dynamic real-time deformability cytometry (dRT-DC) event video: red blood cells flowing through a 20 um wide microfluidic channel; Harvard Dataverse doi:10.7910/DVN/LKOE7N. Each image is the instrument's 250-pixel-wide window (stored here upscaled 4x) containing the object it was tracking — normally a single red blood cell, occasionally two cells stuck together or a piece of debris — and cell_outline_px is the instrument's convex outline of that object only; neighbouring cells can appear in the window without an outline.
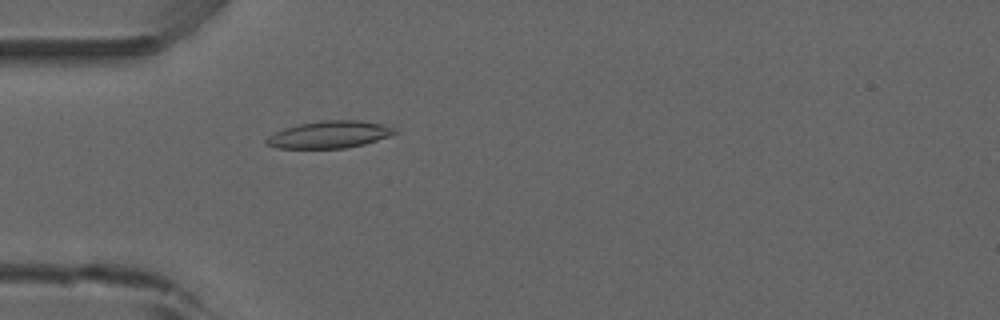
{"species": "common noctule bat (a hibernating species)", "species_latin": "Nyctalus noctula", "temperature_condition": "room temperature", "stored_images_in_passage": 41, "camera_frame_rate_fps": 3000, "um_per_image_px": 0.085, "animal": {"sex": "male", "forearm_length_mm": 52.5}, "frame": {"image": 1, "passage_image": 4, "time_ms": 1.0, "image_size_px": [1000, 320], "cell_outline_px": [[400, 132], [364, 144], [344, 148], [276, 148], [264, 144], [264, 140], [268, 136], [284, 128], [300, 124], [320, 120], [360, 120], [380, 124], [396, 128]], "centroid_in_image_um": [27.98, 11.43], "position_along_channel_um": 57.0, "area_um2": 20.29}}
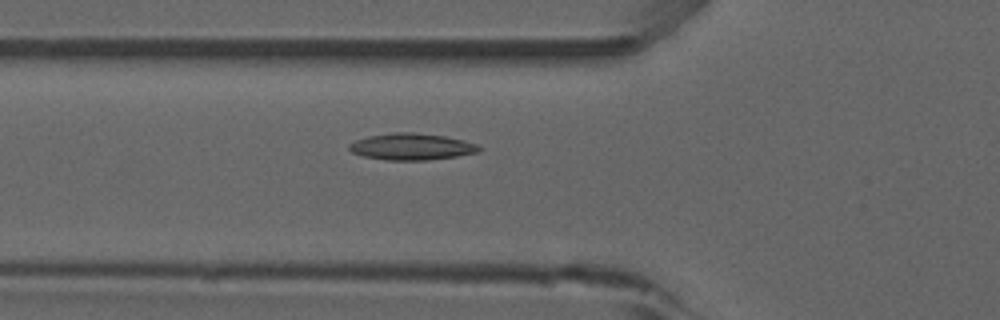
{"frame": {"image": 2, "passage_image": 7, "time_ms": 2.0, "image_size_px": [1000, 320], "cell_outline_px": [[480, 152], [456, 156], [428, 160], [384, 160], [364, 156], [352, 152], [348, 148], [348, 144], [356, 140], [368, 136], [392, 132], [412, 132], [444, 136], [464, 140], [476, 144], [480, 148]], "centroid_in_image_um": [34.97, 12.46], "position_along_channel_um": 90.8, "area_um2": 20.11}}
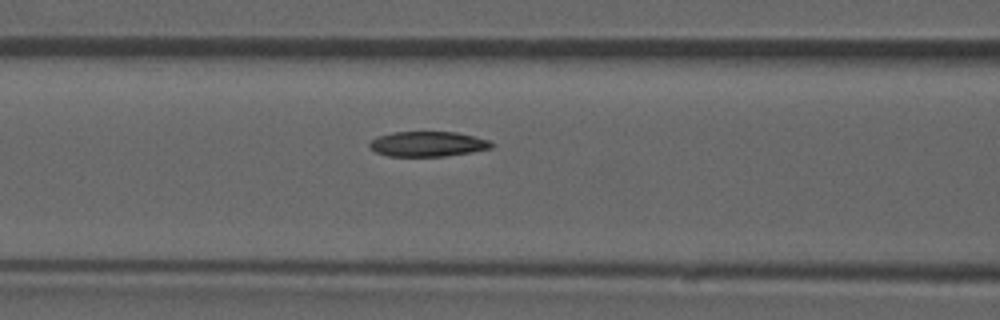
{"frame": {"image": 3, "passage_image": 10, "time_ms": 3.0, "image_size_px": [1000, 320], "cell_outline_px": [[492, 148], [472, 152], [444, 156], [388, 156], [376, 152], [368, 148], [368, 144], [376, 136], [392, 132], [456, 132], [488, 140], [492, 144]], "centroid_in_image_um": [36.3, 12.24], "position_along_channel_um": 130.3, "area_um2": 17.8}, "authors_computed_cell_mechanics": {"area_um2": 18.3804, "velocity_mm_per_s": 3.8996, "shape_relaxation_time_tau1_ms": 9.1639, "shape_relaxation_time_tau2_ms": 5.9129, "deformation_change_tau1": 0.2054, "deformation_change_tau2": 0.097}}